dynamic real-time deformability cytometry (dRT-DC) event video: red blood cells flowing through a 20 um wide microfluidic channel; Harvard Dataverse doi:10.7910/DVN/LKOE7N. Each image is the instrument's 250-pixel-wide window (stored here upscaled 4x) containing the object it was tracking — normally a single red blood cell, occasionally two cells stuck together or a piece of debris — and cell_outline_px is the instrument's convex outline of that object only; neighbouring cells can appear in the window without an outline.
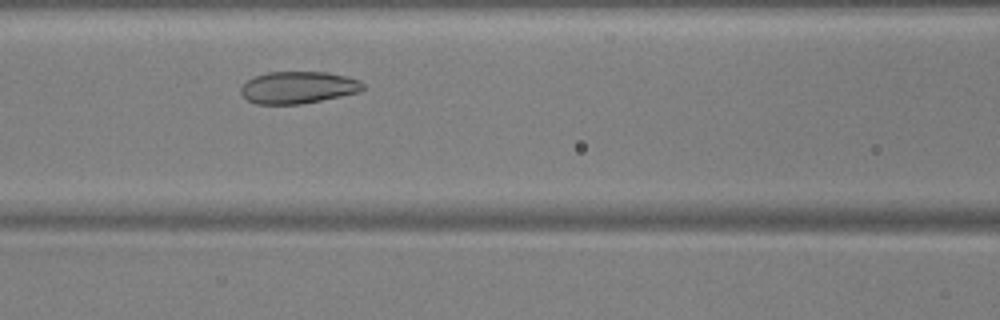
{"species": "common noctule bat (a hibernating species)", "species_latin": "Nyctalus noctula", "temperature_condition": "warm", "stored_images_in_passage": 35, "camera_frame_rate_fps": 3000, "um_per_image_px": 0.085, "animal": {"sex": "male", "body_mass_g": 17.9, "forearm_length_mm": 54.2}, "frame": {"image": 1, "passage_image": 12, "time_ms": 3.667, "image_size_px": [1000, 320], "cell_outline_px": [[364, 88], [360, 92], [300, 104], [256, 104], [248, 100], [240, 92], [240, 88], [248, 80], [256, 76], [268, 72], [328, 72], [360, 80], [364, 84]], "centroid_in_image_um": [25.35, 7.43], "position_along_channel_um": 141.3, "area_um2": 22.66}}
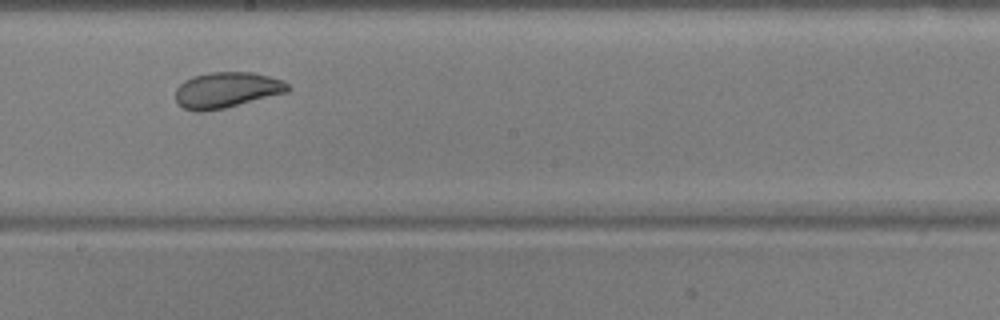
{"frame": {"image": 2, "passage_image": 19, "time_ms": 6.0, "image_size_px": [1000, 320], "cell_outline_px": [[288, 92], [224, 108], [200, 112], [196, 112], [184, 108], [176, 104], [176, 88], [184, 80], [192, 76], [208, 72], [252, 72], [268, 76], [280, 80], [288, 84]], "centroid_in_image_um": [19.21, 7.65], "position_along_channel_um": 229.0, "area_um2": 23.35}}
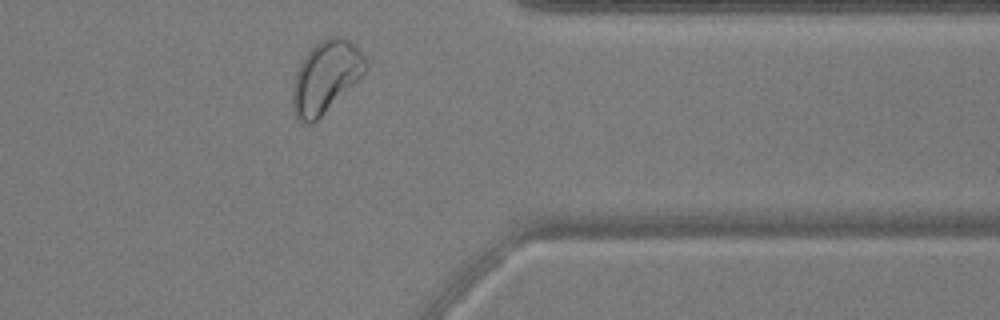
{"frame": {"image": 3, "passage_image": 32, "time_ms": 10.333, "image_size_px": [1000, 320], "cell_outline_px": [[368, 68], [312, 124], [308, 124], [300, 120], [296, 116], [292, 108], [292, 88], [296, 72], [304, 56], [320, 40], [328, 36], [344, 36], [368, 60]], "centroid_in_image_um": [27.66, 6.5], "position_along_channel_um": 383.7, "area_um2": 29.88}, "authors_computed_cell_mechanics": {"area_um2": 24.4494, "velocity_mm_per_s": 3.7701, "shape_relaxation_time_tau1_ms": 3.8434, "shape_relaxation_time_tau2_ms": 1.0512, "deformation_change_tau1": 0.1113, "deformation_change_tau2": 0.0582}}